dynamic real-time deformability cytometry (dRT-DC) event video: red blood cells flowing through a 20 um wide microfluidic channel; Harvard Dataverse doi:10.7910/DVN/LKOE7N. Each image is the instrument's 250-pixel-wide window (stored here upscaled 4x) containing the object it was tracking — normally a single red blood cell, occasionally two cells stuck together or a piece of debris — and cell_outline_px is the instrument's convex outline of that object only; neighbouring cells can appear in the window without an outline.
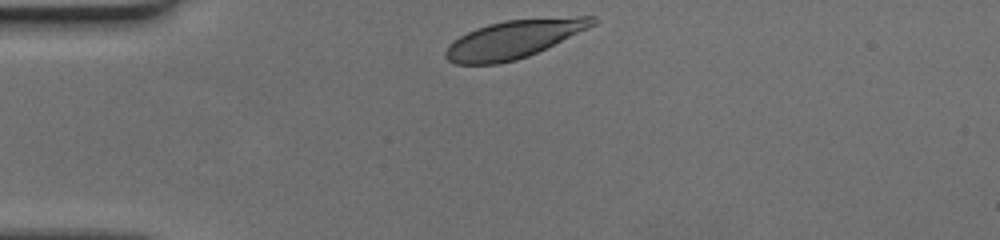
{"species": "human", "species_latin": "Homo sapiens", "temperature_condition": "cold", "stored_images_in_passage": 31, "camera_frame_rate_fps": 3000, "um_per_image_px": 0.085, "donor": {"sex": "female"}, "frame": {"image": 1, "passage_image": 1, "time_ms": 0.0, "image_size_px": [1000, 240], "cell_outline_px": [[596, 24], [588, 28], [528, 56], [516, 60], [496, 64], [456, 64], [448, 60], [444, 56], [444, 52], [448, 44], [452, 40], [476, 28], [488, 24], [504, 20], [576, 16], [596, 16]], "centroid_in_image_um": [43.63, 3.33], "position_along_channel_um": 41.4, "area_um2": 32.48}}
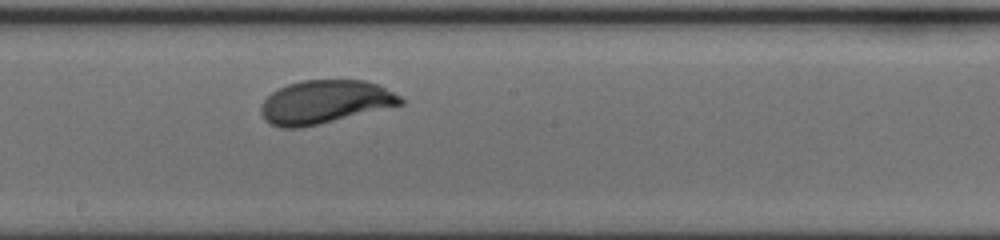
{"frame": {"image": 2, "passage_image": 17, "time_ms": 5.333, "image_size_px": [1000, 240], "cell_outline_px": [[404, 104], [300, 128], [280, 128], [268, 124], [264, 120], [260, 112], [260, 108], [264, 100], [272, 92], [288, 84], [304, 80], [364, 80], [380, 84], [400, 96], [404, 100]], "centroid_in_image_um": [27.6, 8.67], "position_along_channel_um": 220.6, "area_um2": 35.26}}
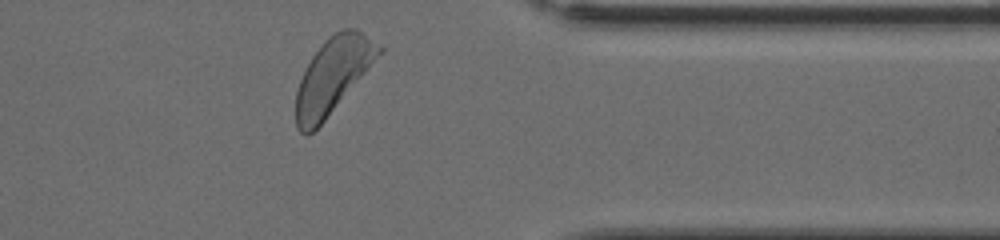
{"frame": {"image": 3, "passage_image": 30, "time_ms": 9.667, "image_size_px": [1000, 240], "cell_outline_px": [[384, 52], [324, 120], [308, 136], [304, 136], [296, 128], [296, 92], [300, 80], [312, 56], [324, 40], [328, 36], [340, 28], [356, 28], [384, 48]], "centroid_in_image_um": [28.3, 6.4], "position_along_channel_um": 383.1, "area_um2": 36.3}}